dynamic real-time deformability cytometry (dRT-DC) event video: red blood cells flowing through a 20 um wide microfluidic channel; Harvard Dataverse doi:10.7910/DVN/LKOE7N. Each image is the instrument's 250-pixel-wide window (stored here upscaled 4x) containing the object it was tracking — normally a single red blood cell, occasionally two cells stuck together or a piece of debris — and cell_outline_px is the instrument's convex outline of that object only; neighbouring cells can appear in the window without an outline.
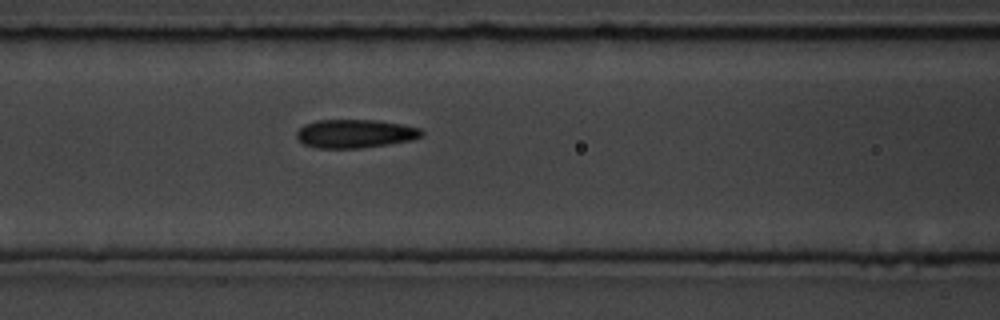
{"species": "common noctule bat (a hibernating species)", "species_latin": "Nyctalus noctula", "temperature_condition": "room temperature", "stored_images_in_passage": 7, "camera_frame_rate_fps": 3000, "um_per_image_px": 0.085, "animal": {"sex": "male", "body_mass_g": 19.5, "forearm_length_mm": 54.6}, "frame": {"image": 1, "passage_image": 7, "time_ms": 2.0, "image_size_px": [1000, 320], "cell_outline_px": [[424, 136], [412, 140], [388, 144], [360, 148], [316, 148], [304, 144], [296, 136], [296, 132], [304, 124], [316, 120], [380, 120], [404, 124], [420, 128], [424, 132]], "centroid_in_image_um": [30.22, 11.35], "position_along_channel_um": 136.4, "area_um2": 20.98}}